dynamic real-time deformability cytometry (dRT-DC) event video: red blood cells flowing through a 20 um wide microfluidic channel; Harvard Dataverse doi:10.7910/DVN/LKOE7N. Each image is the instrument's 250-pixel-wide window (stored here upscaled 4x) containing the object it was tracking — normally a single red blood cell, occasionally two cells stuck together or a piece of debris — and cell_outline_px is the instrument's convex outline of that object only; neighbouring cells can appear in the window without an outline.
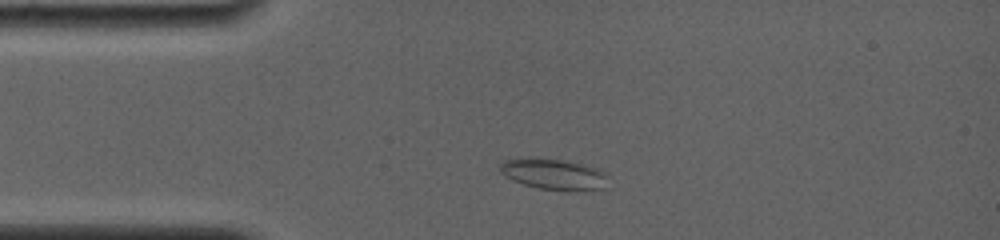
{"species": "common noctule bat (a hibernating species)", "species_latin": "Nyctalus noctula", "temperature_condition": "room temperature", "stored_images_in_passage": 3, "camera_frame_rate_fps": 4000, "um_per_image_px": 0.085, "animal": {"sex": "female", "body_mass_g": 19.0, "forearm_length_mm": 56.7}, "frame": {"image": 1, "passage_image": 2, "time_ms": 1.25, "image_size_px": [1000, 240], "cell_outline_px": [[608, 176], [604, 188], [584, 192], [536, 188], [512, 180], [504, 176], [500, 172], [500, 164], [504, 160], [528, 156], [532, 156], [564, 160], [584, 164], [596, 168], [604, 172]], "centroid_in_image_um": [47.06, 14.8], "position_along_channel_um": 37.9, "area_um2": 20.06}}